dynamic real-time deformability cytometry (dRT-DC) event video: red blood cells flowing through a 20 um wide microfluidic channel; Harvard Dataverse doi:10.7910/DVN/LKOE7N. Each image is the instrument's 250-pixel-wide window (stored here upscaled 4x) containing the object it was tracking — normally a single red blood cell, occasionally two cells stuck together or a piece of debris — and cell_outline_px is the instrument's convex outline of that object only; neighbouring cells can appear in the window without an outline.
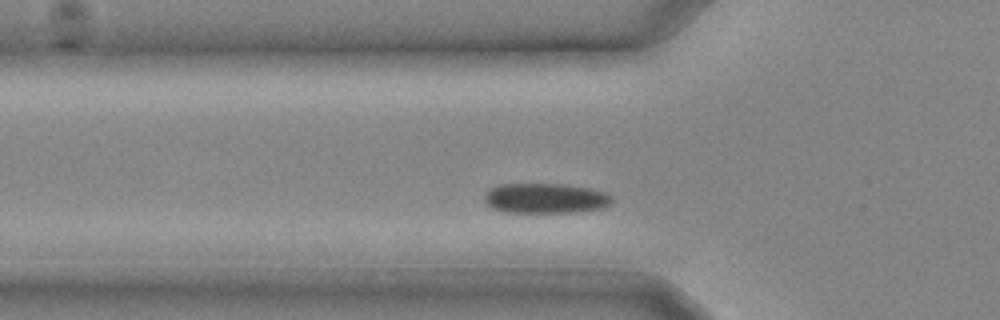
{"species": "common noctule bat (a hibernating species)", "species_latin": "Nyctalus noctula", "temperature_condition": "cold", "stored_images_in_passage": 13, "camera_frame_rate_fps": 3000, "um_per_image_px": 0.085, "animal": {"sex": "male", "body_mass_g": 20.4}, "frame": {"image": 1, "passage_image": 5, "time_ms": 1.333, "image_size_px": [1000, 320], "cell_outline_px": [[612, 200], [604, 208], [576, 212], [500, 212], [492, 208], [484, 200], [484, 196], [492, 188], [500, 184], [564, 184], [588, 188], [604, 192], [612, 196]], "centroid_in_image_um": [46.36, 16.86], "position_along_channel_um": 79.4, "area_um2": 22.25}}
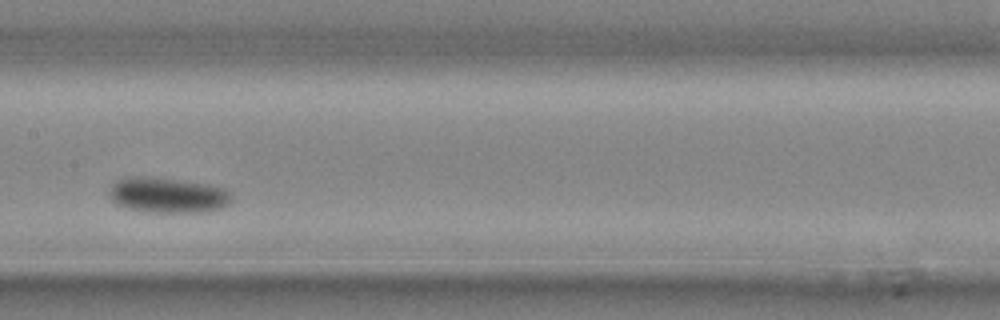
{"frame": {"image": 2, "passage_image": 10, "time_ms": 3.0, "image_size_px": [1000, 320], "cell_outline_px": [[232, 204], [224, 208], [204, 212], [140, 212], [128, 208], [112, 200], [108, 192], [112, 184], [116, 180], [136, 176], [140, 176], [180, 180], [212, 184], [224, 188], [232, 196]], "centroid_in_image_um": [14.32, 16.6], "position_along_channel_um": 193.1, "area_um2": 25.49}}
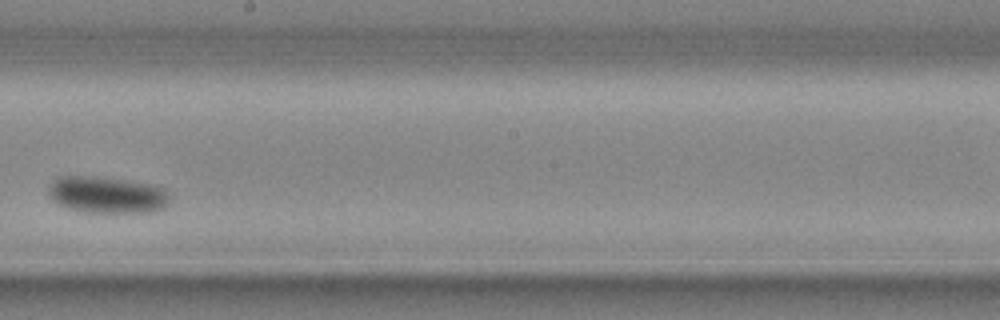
{"frame": {"image": 3, "passage_image": 12, "time_ms": 3.667, "image_size_px": [1000, 320], "cell_outline_px": [[168, 204], [164, 208], [152, 212], [88, 212], [68, 208], [52, 200], [48, 192], [52, 180], [56, 176], [100, 176], [156, 184], [164, 188], [168, 192]], "centroid_in_image_um": [9.12, 16.53], "position_along_channel_um": 239.1, "area_um2": 26.24}}